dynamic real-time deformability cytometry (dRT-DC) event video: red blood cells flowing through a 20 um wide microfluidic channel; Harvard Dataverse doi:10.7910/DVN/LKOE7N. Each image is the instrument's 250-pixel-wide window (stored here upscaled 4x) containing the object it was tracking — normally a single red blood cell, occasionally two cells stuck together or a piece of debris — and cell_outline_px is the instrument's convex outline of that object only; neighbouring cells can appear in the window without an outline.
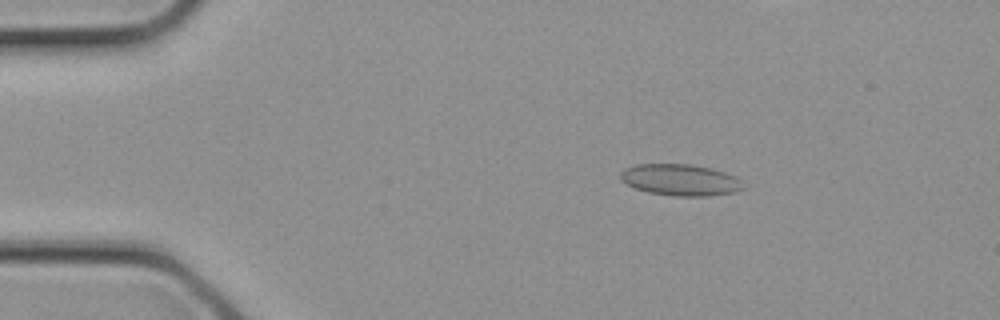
{"species": "common noctule bat (a hibernating species)", "species_latin": "Nyctalus noctula", "temperature_condition": "cold", "stored_images_in_passage": 4, "camera_frame_rate_fps": 3000, "um_per_image_px": 0.085, "animal": {"sex": "female", "body_mass_g": 21.9}, "frame": {"image": 1, "passage_image": 2, "time_ms": 0.333, "image_size_px": [1000, 320], "cell_outline_px": [[744, 188], [736, 192], [708, 196], [676, 196], [648, 192], [636, 188], [620, 180], [620, 172], [624, 168], [636, 164], [692, 164], [712, 168], [736, 176], [740, 180]], "centroid_in_image_um": [57.83, 15.28], "position_along_channel_um": 27.2, "area_um2": 22.6}}
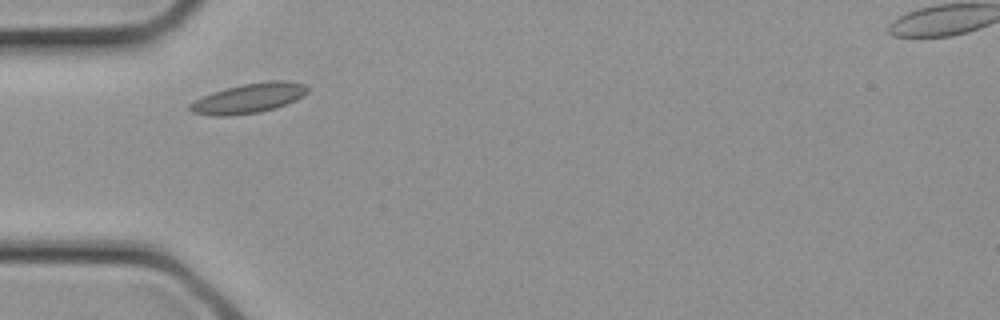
{"frame": {"image": 2, "passage_image": 4, "time_ms": 1.0, "image_size_px": [1000, 320], "cell_outline_px": [[308, 92], [296, 100], [260, 112], [228, 116], [212, 116], [192, 112], [188, 108], [188, 104], [212, 92], [244, 84], [268, 80], [284, 80], [304, 84], [308, 88]], "centroid_in_image_um": [21.13, 8.35], "position_along_channel_um": 63.9, "area_um2": 20.17}}